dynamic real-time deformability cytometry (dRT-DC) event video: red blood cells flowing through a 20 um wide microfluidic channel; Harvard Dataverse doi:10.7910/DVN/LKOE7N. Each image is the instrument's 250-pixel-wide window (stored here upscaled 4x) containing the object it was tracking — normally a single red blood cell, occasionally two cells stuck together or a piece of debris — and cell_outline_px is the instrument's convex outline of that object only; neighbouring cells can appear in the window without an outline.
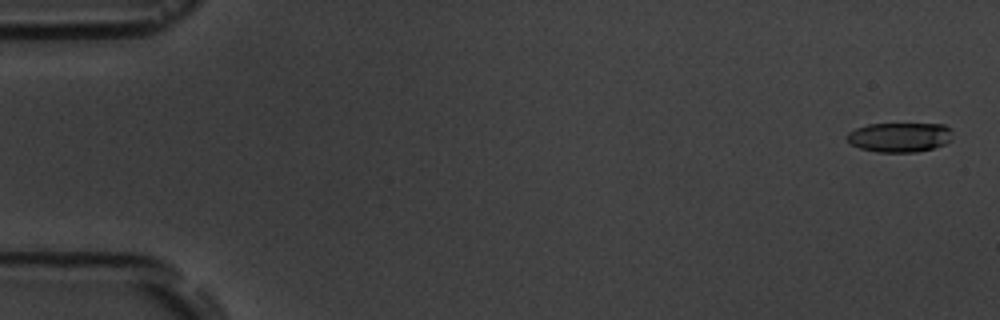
{"species": "common noctule bat (a hibernating species)", "species_latin": "Nyctalus noctula", "temperature_condition": "room temperature", "stored_images_in_passage": 5, "camera_frame_rate_fps": 3000, "um_per_image_px": 0.085, "animal": {"sex": "male", "body_mass_g": 19.5, "forearm_length_mm": 54.6}, "frame": {"image": 1, "passage_image": 1, "time_ms": 0.0, "image_size_px": [1000, 320], "cell_outline_px": [[952, 140], [944, 144], [932, 148], [916, 152], [880, 152], [860, 148], [852, 144], [844, 136], [848, 132], [856, 128], [868, 124], [944, 124], [952, 128]], "centroid_in_image_um": [76.49, 11.65], "position_along_channel_um": 8.5, "area_um2": 18.26}}
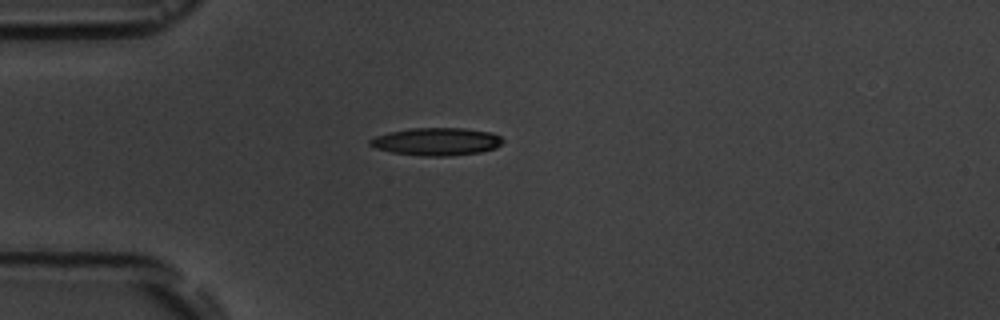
{"frame": {"image": 2, "passage_image": 5, "time_ms": 4.667, "image_size_px": [1000, 320], "cell_outline_px": [[504, 140], [496, 148], [480, 152], [448, 156], [424, 156], [392, 152], [376, 148], [368, 144], [368, 140], [376, 136], [388, 132], [412, 128], [464, 128], [492, 132], [500, 136]], "centroid_in_image_um": [37.11, 12.03], "position_along_channel_um": 47.9, "area_um2": 21.44}}